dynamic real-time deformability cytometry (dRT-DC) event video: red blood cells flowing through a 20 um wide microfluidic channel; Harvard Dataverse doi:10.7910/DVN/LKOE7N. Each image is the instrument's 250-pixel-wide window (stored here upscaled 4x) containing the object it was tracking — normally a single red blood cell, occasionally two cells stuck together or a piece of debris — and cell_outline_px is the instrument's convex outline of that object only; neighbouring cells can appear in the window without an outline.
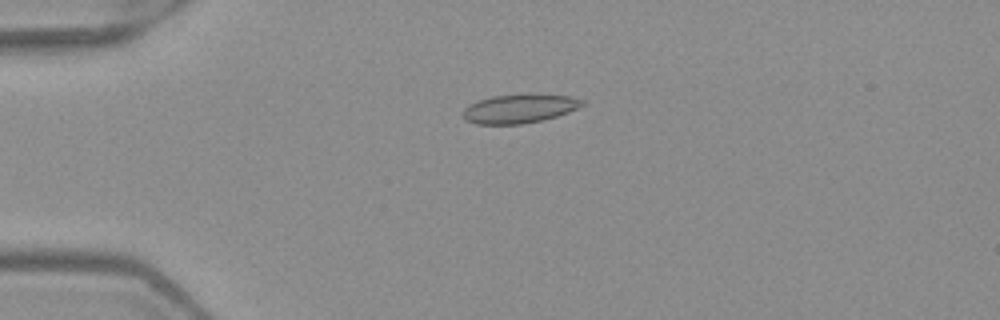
{"species": "Egyptian fruit bat (a non-hibernating species)", "species_latin": "Rousettus aegyptiacus", "temperature_condition": "warm", "stored_images_in_passage": 3, "camera_frame_rate_fps": 3000, "um_per_image_px": 0.085, "frame": {"image": 1, "passage_image": 2, "time_ms": 0.333, "image_size_px": [1000, 320], "cell_outline_px": [[588, 104], [568, 112], [544, 120], [524, 124], [476, 124], [464, 120], [464, 108], [480, 100], [492, 96], [528, 92], [572, 96], [584, 100]], "centroid_in_image_um": [44.23, 9.2], "position_along_channel_um": 40.8, "area_um2": 20.63}}